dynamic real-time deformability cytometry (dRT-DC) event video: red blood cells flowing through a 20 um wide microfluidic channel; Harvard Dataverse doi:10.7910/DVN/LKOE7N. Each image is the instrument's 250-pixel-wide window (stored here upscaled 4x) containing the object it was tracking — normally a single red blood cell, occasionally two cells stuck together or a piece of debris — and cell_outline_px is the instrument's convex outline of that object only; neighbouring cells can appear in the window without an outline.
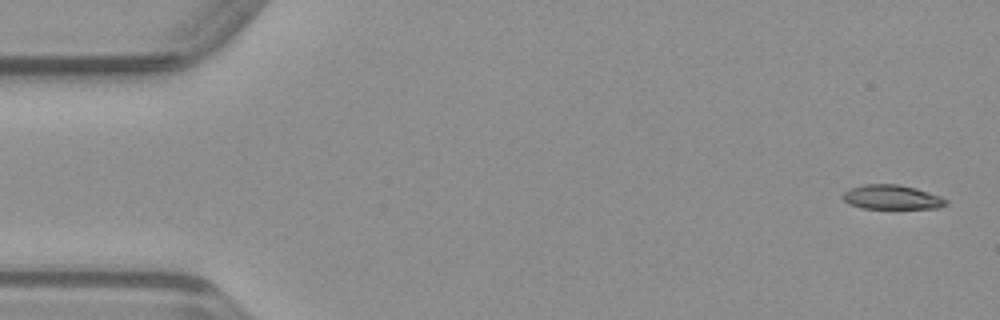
{"species": "common noctule bat (a hibernating species)", "species_latin": "Nyctalus noctula", "temperature_condition": "warm", "stored_images_in_passage": 49, "camera_frame_rate_fps": 3000, "um_per_image_px": 0.085, "animal": {"sex": "male", "body_mass_g": 23.1, "forearm_length_mm": 52.7}, "frame": {"image": 1, "passage_image": 2, "time_ms": 0.333, "image_size_px": [1000, 320], "cell_outline_px": [[948, 204], [940, 208], [864, 208], [848, 204], [840, 196], [848, 188], [864, 184], [900, 184], [916, 188], [940, 196], [948, 200]], "centroid_in_image_um": [75.79, 16.75], "position_along_channel_um": 9.2, "area_um2": 14.8}}
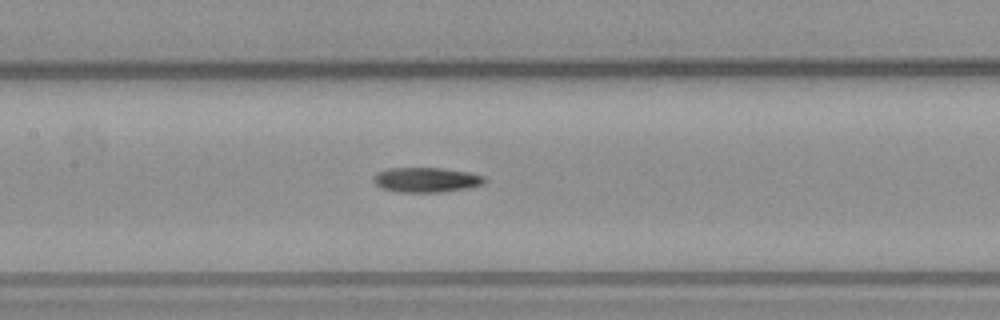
{"frame": {"image": 2, "passage_image": 23, "time_ms": 7.333, "image_size_px": [1000, 320], "cell_outline_px": [[488, 180], [484, 184], [468, 188], [440, 192], [400, 192], [380, 188], [372, 180], [376, 172], [388, 168], [440, 168], [468, 172], [484, 176]], "centroid_in_image_um": [36.23, 15.28], "position_along_channel_um": 171.2, "area_um2": 16.18}}
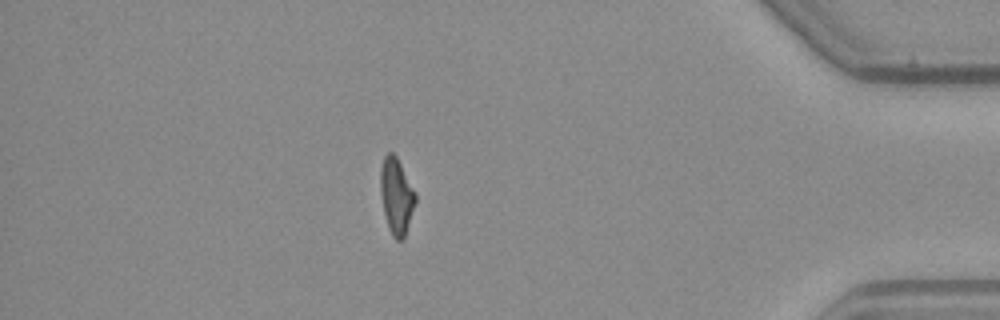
{"frame": {"image": 3, "passage_image": 43, "time_ms": 14.0, "image_size_px": [1000, 320], "cell_outline_px": [[416, 204], [404, 236], [400, 240], [396, 240], [392, 236], [388, 228], [384, 212], [380, 192], [380, 168], [384, 156], [388, 152], [392, 152], [396, 156], [416, 192]], "centroid_in_image_um": [33.69, 16.65], "position_along_channel_um": 401.5, "area_um2": 15.55}}